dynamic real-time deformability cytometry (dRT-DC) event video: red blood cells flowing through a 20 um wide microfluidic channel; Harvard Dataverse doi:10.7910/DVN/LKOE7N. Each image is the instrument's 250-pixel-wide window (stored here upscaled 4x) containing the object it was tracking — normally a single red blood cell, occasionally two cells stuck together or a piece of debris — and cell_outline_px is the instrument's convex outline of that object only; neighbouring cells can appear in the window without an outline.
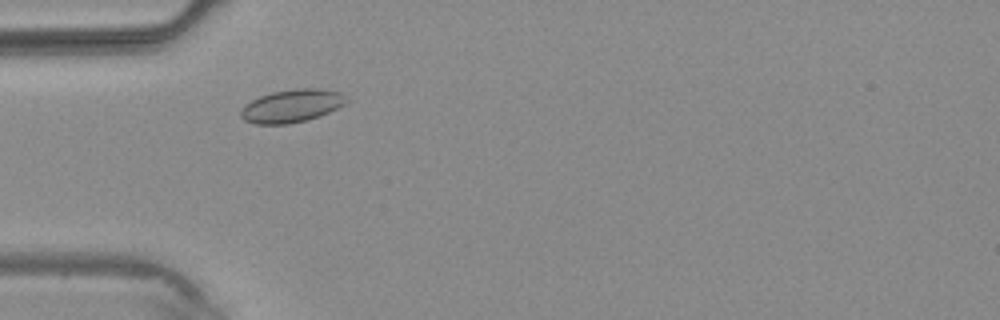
{"species": "common noctule bat (a hibernating species)", "species_latin": "Nyctalus noctula", "temperature_condition": "warm", "stored_images_in_passage": 2, "camera_frame_rate_fps": 3000, "um_per_image_px": 0.085, "animal": {"sex": "male", "body_mass_g": 20.4}, "frame": {"image": 1, "passage_image": 2, "time_ms": 1.333, "image_size_px": [1000, 320], "cell_outline_px": [[348, 100], [344, 104], [320, 116], [308, 120], [288, 124], [256, 124], [244, 120], [240, 116], [240, 112], [252, 100], [260, 96], [272, 92], [296, 88], [320, 88], [340, 92]], "centroid_in_image_um": [24.81, 9.0], "position_along_channel_um": 60.2, "area_um2": 20.11}}